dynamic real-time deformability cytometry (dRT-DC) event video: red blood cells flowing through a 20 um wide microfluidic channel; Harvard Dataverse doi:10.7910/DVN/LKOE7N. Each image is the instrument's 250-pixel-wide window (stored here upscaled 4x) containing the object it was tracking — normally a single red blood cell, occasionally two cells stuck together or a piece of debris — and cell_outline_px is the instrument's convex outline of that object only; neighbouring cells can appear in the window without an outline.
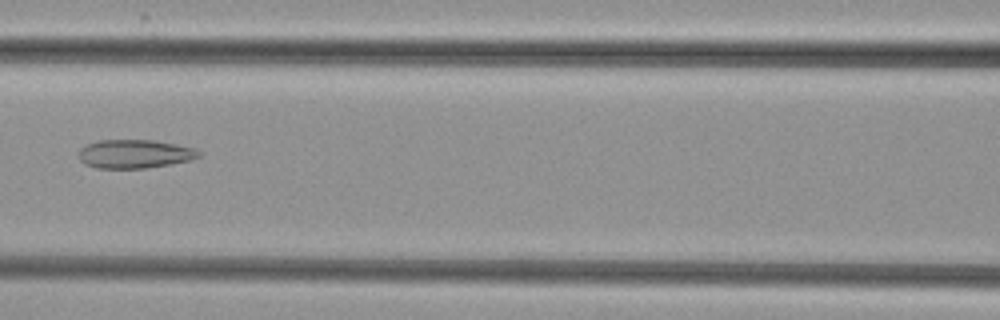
{"species": "common noctule bat (a hibernating species)", "species_latin": "Nyctalus noctula", "temperature_condition": "cold", "stored_images_in_passage": 8, "camera_frame_rate_fps": 3000, "um_per_image_px": 0.085, "animal": {"sex": "female", "body_mass_g": 29.2, "forearm_length_mm": 56.3}, "frame": {"image": 1, "passage_image": 7, "time_ms": 8.0, "image_size_px": [1000, 320], "cell_outline_px": [[204, 152], [200, 156], [192, 160], [144, 168], [96, 168], [84, 164], [80, 160], [80, 148], [84, 144], [100, 140], [152, 140], [176, 144], [196, 148]], "centroid_in_image_um": [11.47, 13.07], "position_along_channel_um": 155.1, "area_um2": 20.17}}
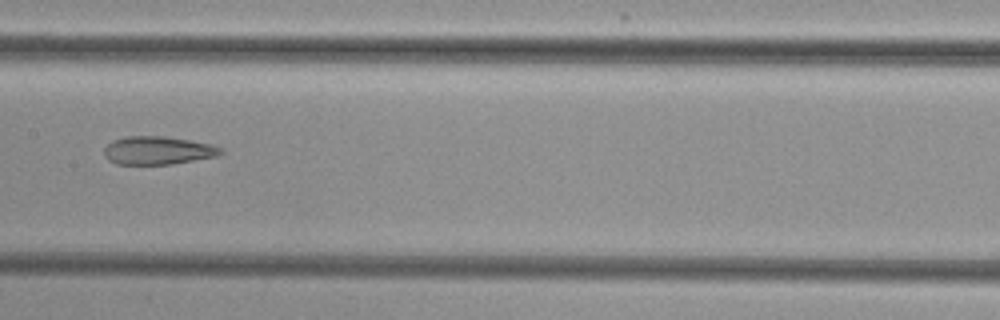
{"frame": {"image": 2, "passage_image": 8, "time_ms": 9.0, "image_size_px": [1000, 320], "cell_outline_px": [[224, 152], [216, 156], [172, 164], [116, 164], [108, 160], [104, 156], [104, 148], [112, 140], [124, 136], [164, 136], [188, 140], [208, 144], [220, 148]], "centroid_in_image_um": [13.35, 12.79], "position_along_channel_um": 194.1, "area_um2": 19.02}}